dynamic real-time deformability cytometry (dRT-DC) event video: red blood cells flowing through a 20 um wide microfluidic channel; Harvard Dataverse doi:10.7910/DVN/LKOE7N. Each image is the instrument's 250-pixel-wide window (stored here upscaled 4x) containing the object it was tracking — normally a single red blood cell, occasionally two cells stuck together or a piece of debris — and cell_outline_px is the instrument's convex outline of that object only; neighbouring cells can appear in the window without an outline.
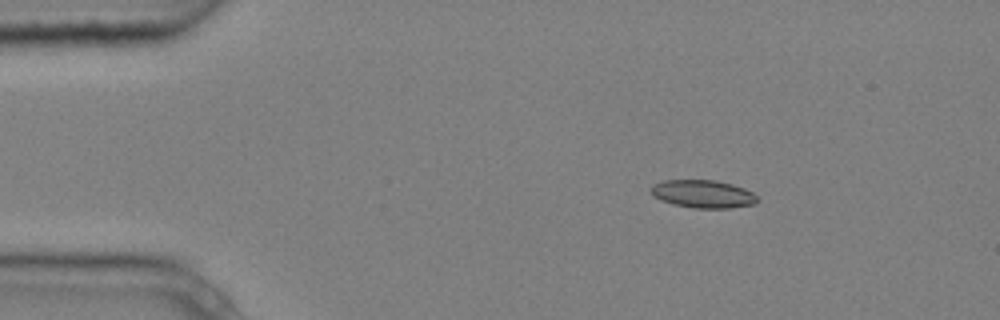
{"species": "common noctule bat (a hibernating species)", "species_latin": "Nyctalus noctula", "temperature_condition": "cold", "stored_images_in_passage": 5, "camera_frame_rate_fps": 3000, "um_per_image_px": 0.085, "animal": {"sex": "male", "body_mass_g": 20.4}, "frame": {"image": 1, "passage_image": 3, "time_ms": 0.667, "image_size_px": [1000, 320], "cell_outline_px": [[760, 200], [756, 204], [728, 208], [692, 208], [672, 204], [660, 200], [652, 192], [652, 184], [664, 180], [716, 180], [732, 184], [744, 188], [752, 192]], "centroid_in_image_um": [59.79, 16.49], "position_along_channel_um": 25.2, "area_um2": 17.34}}